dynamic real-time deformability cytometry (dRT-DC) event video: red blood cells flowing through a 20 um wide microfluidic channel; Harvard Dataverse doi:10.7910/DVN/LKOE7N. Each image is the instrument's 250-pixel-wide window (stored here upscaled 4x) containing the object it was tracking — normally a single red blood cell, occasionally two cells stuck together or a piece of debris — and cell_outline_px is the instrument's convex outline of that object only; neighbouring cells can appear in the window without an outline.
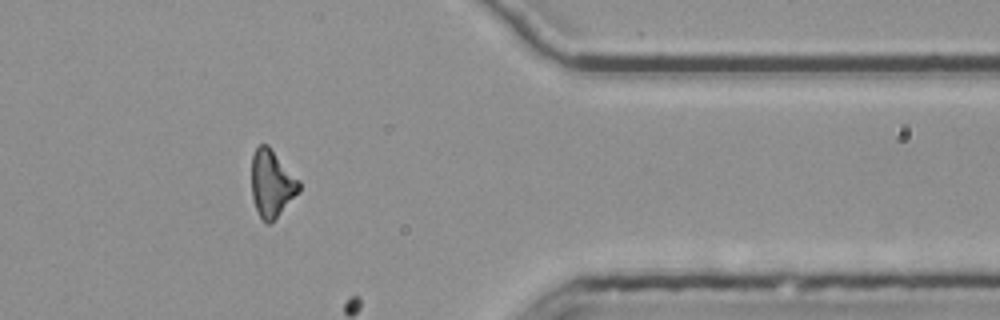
{"species": "common noctule bat (a hibernating species)", "species_latin": "Nyctalus noctula", "temperature_condition": "room temperature", "stored_images_in_passage": 42, "camera_frame_rate_fps": 3000, "um_per_image_px": 0.085, "animal": {"sex": "female", "body_mass_g": 25.1}, "frame": {"image": 1, "passage_image": 32, "time_ms": 10.333, "image_size_px": [1000, 320], "cell_outline_px": [[300, 192], [268, 224], [264, 224], [256, 208], [252, 196], [252, 156], [256, 148], [260, 144], [268, 144], [300, 180]], "centroid_in_image_um": [23.11, 15.57], "position_along_channel_um": 388.3, "area_um2": 18.5}}
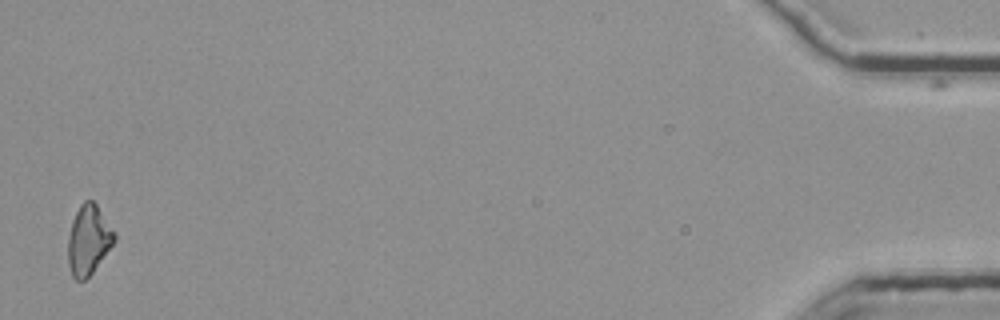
{"frame": {"image": 2, "passage_image": 41, "time_ms": 13.333, "image_size_px": [1000, 320], "cell_outline_px": [[116, 240], [92, 272], [84, 280], [76, 280], [72, 276], [68, 264], [68, 236], [72, 220], [80, 204], [84, 200], [92, 200], [96, 204], [116, 232]], "centroid_in_image_um": [7.52, 20.37], "position_along_channel_um": 427.7, "area_um2": 18.79}}